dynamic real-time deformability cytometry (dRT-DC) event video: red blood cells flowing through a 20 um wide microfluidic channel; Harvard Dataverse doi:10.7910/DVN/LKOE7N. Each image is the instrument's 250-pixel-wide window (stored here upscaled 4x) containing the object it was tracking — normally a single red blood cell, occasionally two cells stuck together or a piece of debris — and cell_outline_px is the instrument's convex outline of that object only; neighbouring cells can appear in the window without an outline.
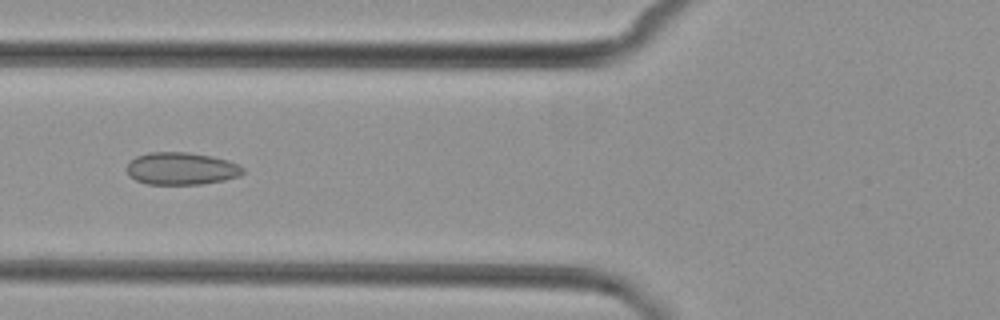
{"species": "common noctule bat (a hibernating species)", "species_latin": "Nyctalus noctula", "temperature_condition": "cold", "stored_images_in_passage": 9, "camera_frame_rate_fps": 3000, "um_per_image_px": 0.085, "animal": {"sex": "female", "body_mass_g": 29.2, "forearm_length_mm": 56.3}, "frame": {"image": 1, "passage_image": 6, "time_ms": 6.0, "image_size_px": [1000, 320], "cell_outline_px": [[244, 172], [240, 176], [224, 180], [200, 184], [148, 184], [136, 180], [128, 172], [128, 164], [136, 156], [148, 152], [188, 152], [212, 156], [228, 160], [240, 164], [244, 168]], "centroid_in_image_um": [15.47, 14.32], "position_along_channel_um": 110.3, "area_um2": 21.91}}
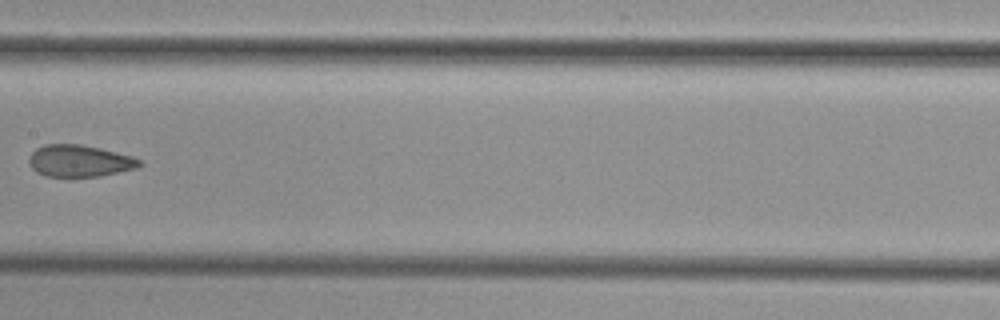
{"frame": {"image": 2, "passage_image": 8, "time_ms": 8.333, "image_size_px": [1000, 320], "cell_outline_px": [[144, 164], [136, 168], [100, 176], [48, 176], [36, 172], [28, 164], [28, 156], [36, 148], [44, 144], [80, 144], [100, 148], [132, 156], [140, 160]], "centroid_in_image_um": [6.73, 13.66], "position_along_channel_um": 200.7, "area_um2": 20.52}}
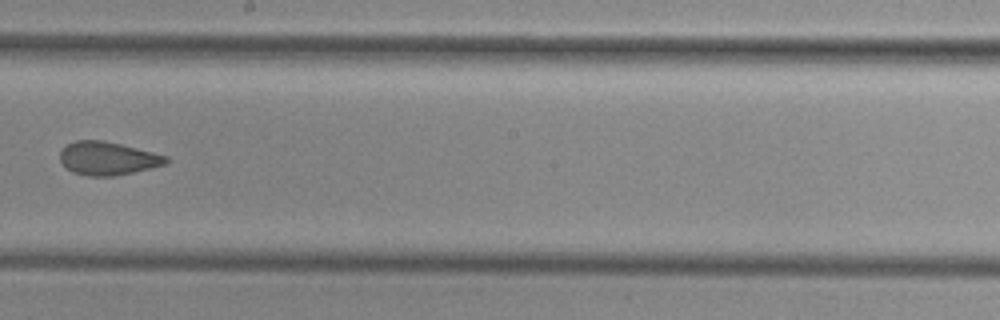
{"frame": {"image": 3, "passage_image": 9, "time_ms": 9.333, "image_size_px": [1000, 320], "cell_outline_px": [[168, 164], [152, 168], [112, 176], [88, 176], [72, 172], [64, 168], [60, 160], [60, 148], [76, 140], [104, 140], [168, 156]], "centroid_in_image_um": [9.12, 13.46], "position_along_channel_um": 239.1, "area_um2": 20.69}}